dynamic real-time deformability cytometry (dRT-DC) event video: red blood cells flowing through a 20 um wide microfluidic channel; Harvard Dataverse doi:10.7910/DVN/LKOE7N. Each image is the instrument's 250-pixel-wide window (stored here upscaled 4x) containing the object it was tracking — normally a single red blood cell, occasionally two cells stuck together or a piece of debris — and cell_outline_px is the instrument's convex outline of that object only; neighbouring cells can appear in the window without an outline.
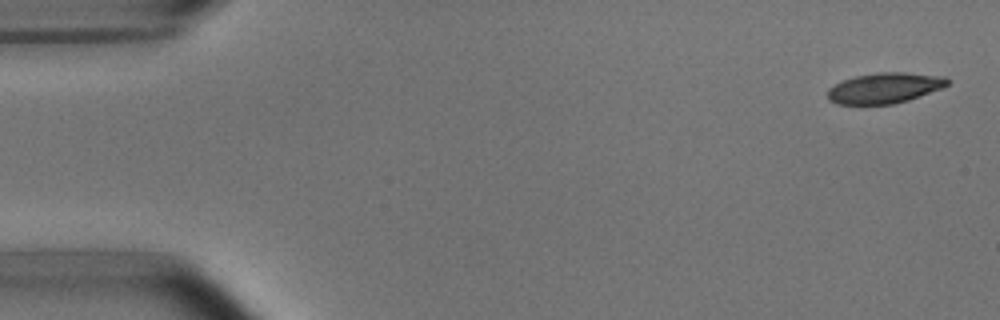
{"species": "common noctule bat (a hibernating species)", "species_latin": "Nyctalus noctula", "temperature_condition": "room temperature", "stored_images_in_passage": 4, "camera_frame_rate_fps": 3000, "um_per_image_px": 0.085, "animal": {"sex": "male", "body_mass_g": 15.6}, "frame": {"image": 1, "passage_image": 1, "time_ms": 0.0, "image_size_px": [1000, 320], "cell_outline_px": [[948, 84], [944, 88], [908, 100], [892, 104], [836, 104], [828, 100], [828, 88], [844, 80], [856, 76], [880, 72], [904, 72], [944, 76], [948, 80]], "centroid_in_image_um": [75.21, 7.48], "position_along_channel_um": 9.8, "area_um2": 21.27}}
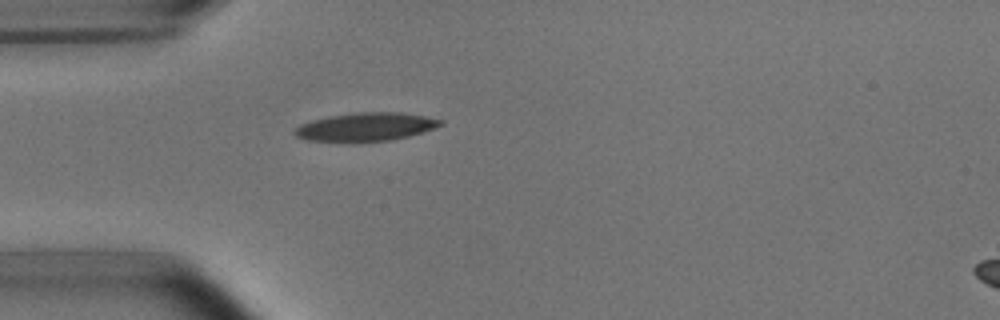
{"frame": {"image": 2, "passage_image": 4, "time_ms": 4.333, "image_size_px": [1000, 320], "cell_outline_px": [[444, 124], [424, 132], [392, 140], [308, 140], [296, 136], [292, 132], [300, 124], [312, 120], [332, 116], [360, 112], [400, 112], [424, 116], [444, 120]], "centroid_in_image_um": [31.15, 10.76], "position_along_channel_um": 53.8, "area_um2": 23.47}}